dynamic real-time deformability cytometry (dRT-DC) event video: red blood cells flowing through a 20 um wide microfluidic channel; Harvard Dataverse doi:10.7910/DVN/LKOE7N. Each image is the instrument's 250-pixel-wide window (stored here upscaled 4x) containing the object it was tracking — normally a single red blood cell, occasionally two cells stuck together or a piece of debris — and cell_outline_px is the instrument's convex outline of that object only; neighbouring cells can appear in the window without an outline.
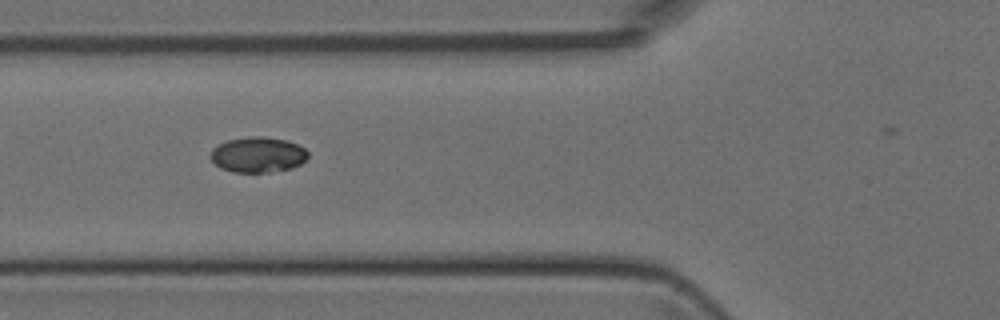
{"species": "Egyptian fruit bat (a non-hibernating species)", "species_latin": "Rousettus aegyptiacus", "temperature_condition": "room temperature", "stored_images_in_passage": 46, "camera_frame_rate_fps": 3000, "um_per_image_px": 0.085, "animal": {"sex": "female"}, "frame": {"image": 1, "passage_image": 19, "time_ms": 6.0, "image_size_px": [1000, 320], "cell_outline_px": [[308, 156], [300, 164], [292, 168], [272, 172], [232, 172], [220, 168], [212, 160], [212, 148], [228, 140], [248, 136], [260, 136], [284, 140], [296, 144], [304, 148], [308, 152]], "centroid_in_image_um": [21.92, 13.16], "position_along_channel_um": 103.9, "area_um2": 19.94}}
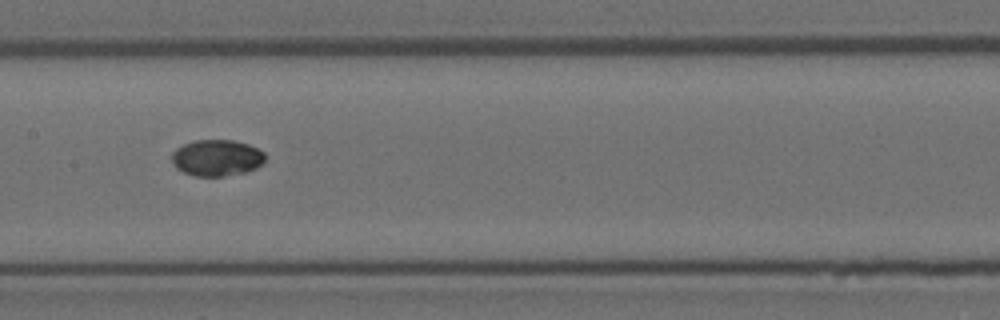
{"frame": {"image": 2, "passage_image": 25, "time_ms": 8.0, "image_size_px": [1000, 320], "cell_outline_px": [[264, 160], [256, 168], [244, 172], [220, 176], [192, 176], [176, 168], [172, 164], [172, 152], [176, 148], [192, 140], [232, 140], [248, 144], [264, 152]], "centroid_in_image_um": [18.38, 13.41], "position_along_channel_um": 189.0, "area_um2": 19.71}}
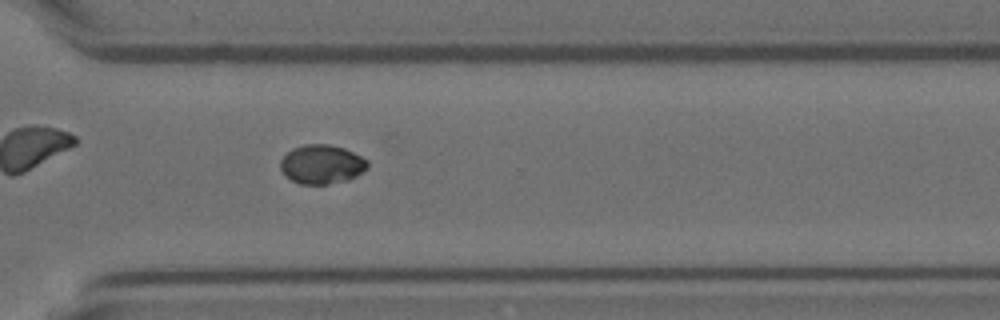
{"frame": {"image": 3, "passage_image": 36, "time_ms": 11.667, "image_size_px": [1000, 320], "cell_outline_px": [[368, 168], [356, 176], [348, 180], [328, 184], [300, 184], [284, 176], [280, 168], [280, 160], [292, 148], [304, 144], [328, 144], [344, 148], [368, 160]], "centroid_in_image_um": [27.33, 13.97], "position_along_channel_um": 343.3, "area_um2": 19.94}}